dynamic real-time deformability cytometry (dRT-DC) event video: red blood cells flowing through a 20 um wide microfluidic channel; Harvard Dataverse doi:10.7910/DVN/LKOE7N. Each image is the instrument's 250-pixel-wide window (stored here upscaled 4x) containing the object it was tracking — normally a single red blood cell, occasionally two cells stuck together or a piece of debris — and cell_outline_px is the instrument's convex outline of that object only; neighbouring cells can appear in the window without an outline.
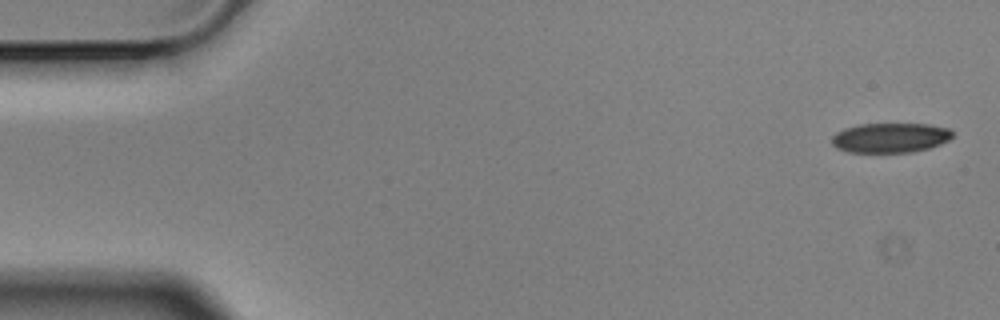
{"species": "Egyptian fruit bat (a non-hibernating species)", "species_latin": "Rousettus aegyptiacus", "temperature_condition": "cold", "stored_images_in_passage": 5, "camera_frame_rate_fps": 3000, "um_per_image_px": 0.085, "animal": {"sex": "male"}, "frame": {"image": 1, "passage_image": 1, "time_ms": 0.0, "image_size_px": [1000, 320], "cell_outline_px": [[952, 136], [948, 140], [940, 144], [928, 148], [912, 152], [848, 152], [836, 148], [832, 144], [832, 136], [836, 132], [844, 128], [860, 124], [928, 124], [948, 128], [952, 132]], "centroid_in_image_um": [75.64, 11.71], "position_along_channel_um": 9.4, "area_um2": 20.87}}
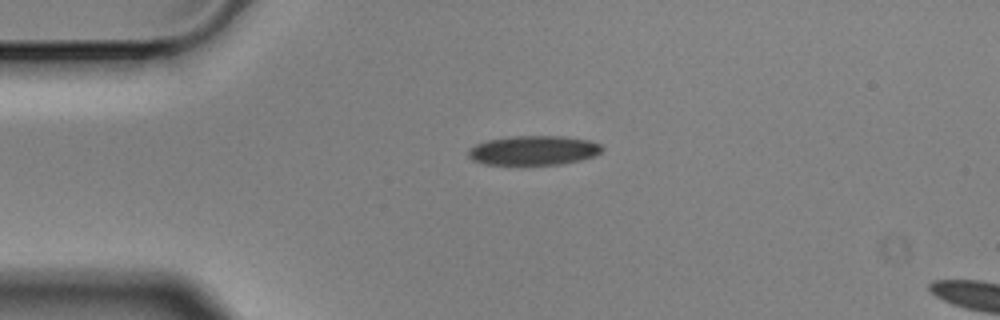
{"frame": {"image": 2, "passage_image": 4, "time_ms": 1.0, "image_size_px": [1000, 320], "cell_outline_px": [[604, 148], [600, 152], [592, 156], [580, 160], [560, 164], [484, 164], [472, 160], [468, 156], [468, 152], [476, 144], [488, 140], [516, 136], [560, 136], [588, 140], [600, 144]], "centroid_in_image_um": [45.35, 12.78], "position_along_channel_um": 39.6, "area_um2": 22.54}}